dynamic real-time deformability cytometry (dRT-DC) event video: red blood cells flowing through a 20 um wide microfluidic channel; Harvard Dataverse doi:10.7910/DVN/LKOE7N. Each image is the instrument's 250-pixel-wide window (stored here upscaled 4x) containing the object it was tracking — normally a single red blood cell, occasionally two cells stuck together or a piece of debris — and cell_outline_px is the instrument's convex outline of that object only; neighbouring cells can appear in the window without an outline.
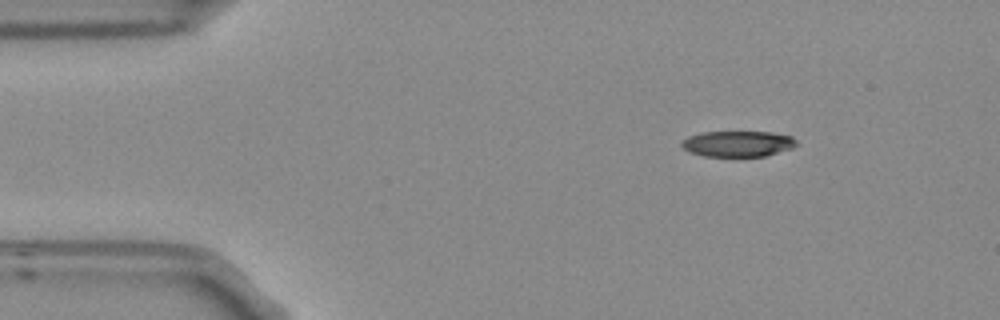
{"species": "Egyptian fruit bat (a non-hibernating species)", "species_latin": "Rousettus aegyptiacus", "temperature_condition": "room temperature", "stored_images_in_passage": 3, "camera_frame_rate_fps": 3000, "um_per_image_px": 0.085, "frame": {"image": 1, "passage_image": 1, "time_ms": 0.0, "image_size_px": [1000, 320], "cell_outline_px": [[796, 144], [792, 148], [764, 156], [704, 156], [688, 152], [680, 144], [688, 136], [700, 132], [772, 132], [792, 136], [796, 140]], "centroid_in_image_um": [62.7, 12.21], "position_along_channel_um": 22.3, "area_um2": 17.22}}
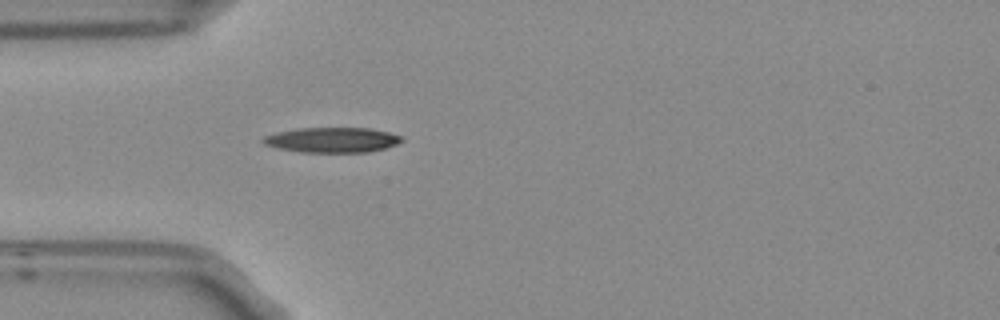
{"frame": {"image": 2, "passage_image": 3, "time_ms": 0.667, "image_size_px": [1000, 320], "cell_outline_px": [[404, 140], [396, 144], [384, 148], [368, 152], [300, 152], [276, 148], [264, 144], [260, 140], [264, 136], [276, 132], [296, 128], [368, 128], [388, 132], [400, 136]], "centroid_in_image_um": [28.17, 11.89], "position_along_channel_um": 56.8, "area_um2": 20.29}}